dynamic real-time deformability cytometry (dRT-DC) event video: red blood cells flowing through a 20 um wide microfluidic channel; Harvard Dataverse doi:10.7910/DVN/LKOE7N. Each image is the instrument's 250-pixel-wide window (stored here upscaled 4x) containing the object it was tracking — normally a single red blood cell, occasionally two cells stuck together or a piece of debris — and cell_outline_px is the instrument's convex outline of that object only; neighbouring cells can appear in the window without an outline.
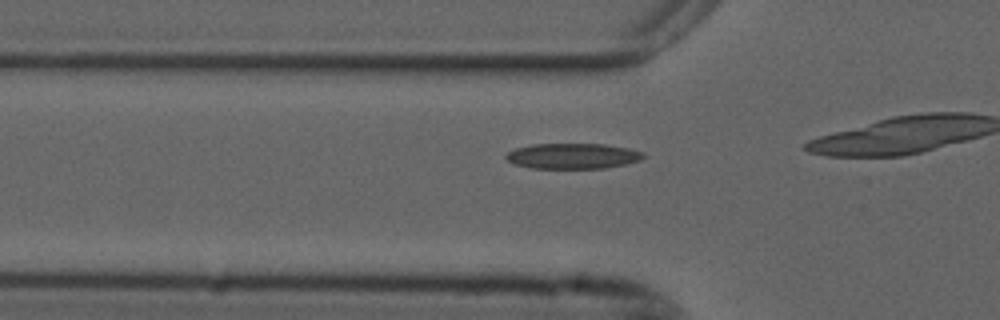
{"species": "common noctule bat (a hibernating species)", "species_latin": "Nyctalus noctula", "temperature_condition": "cold", "stored_images_in_passage": 19, "camera_frame_rate_fps": 3000, "um_per_image_px": 0.085, "animal": {"sex": "male", "forearm_length_mm": 52.5}, "frame": {"image": 1, "passage_image": 14, "time_ms": 4.333, "image_size_px": [1000, 320], "cell_outline_px": [[644, 156], [640, 160], [628, 164], [604, 168], [532, 168], [516, 164], [508, 160], [504, 156], [508, 152], [516, 148], [532, 144], [604, 144], [628, 148], [644, 152]], "centroid_in_image_um": [48.71, 13.26], "position_along_channel_um": 77.1, "area_um2": 20.35}}